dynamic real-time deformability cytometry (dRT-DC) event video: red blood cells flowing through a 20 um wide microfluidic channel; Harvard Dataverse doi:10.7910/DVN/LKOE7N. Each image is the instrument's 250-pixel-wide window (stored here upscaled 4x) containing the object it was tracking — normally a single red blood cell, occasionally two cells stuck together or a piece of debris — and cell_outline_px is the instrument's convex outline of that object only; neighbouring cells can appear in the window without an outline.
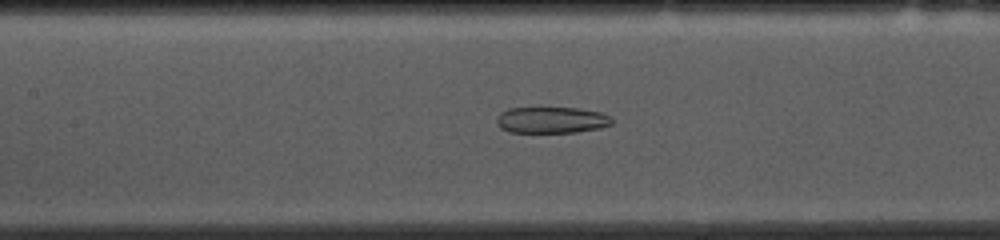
{"species": "common noctule bat (a hibernating species)", "species_latin": "Nyctalus noctula", "temperature_condition": "cold", "stored_images_in_passage": 53, "camera_frame_rate_fps": 3000, "um_per_image_px": 0.085, "animal": {"sex": "female", "body_mass_g": 10.0, "forearm_length_mm": 53.1}, "frame": {"image": 1, "passage_image": 23, "time_ms": 7.333, "image_size_px": [1000, 240], "cell_outline_px": [[612, 124], [600, 128], [576, 132], [508, 132], [500, 128], [496, 120], [500, 112], [508, 108], [580, 108], [600, 112], [612, 116]], "centroid_in_image_um": [46.89, 10.2], "position_along_channel_um": 160.5, "area_um2": 17.74}}
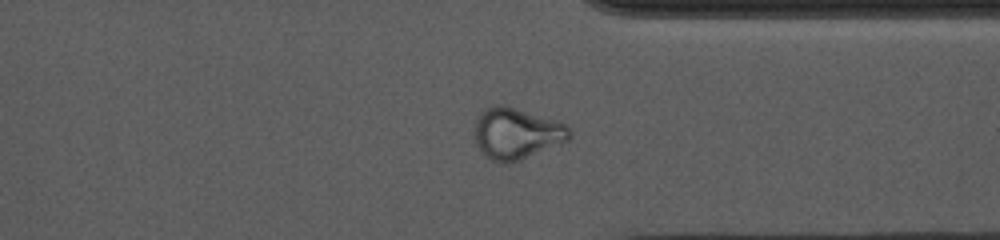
{"frame": {"image": 2, "passage_image": 40, "time_ms": 13.0, "image_size_px": [1000, 240], "cell_outline_px": [[572, 136], [568, 140], [516, 160], [504, 164], [492, 160], [476, 144], [476, 116], [480, 112], [488, 108], [508, 104], [556, 120], [564, 124], [572, 132]], "centroid_in_image_um": [43.91, 11.3], "position_along_channel_um": 367.5, "area_um2": 27.74}}
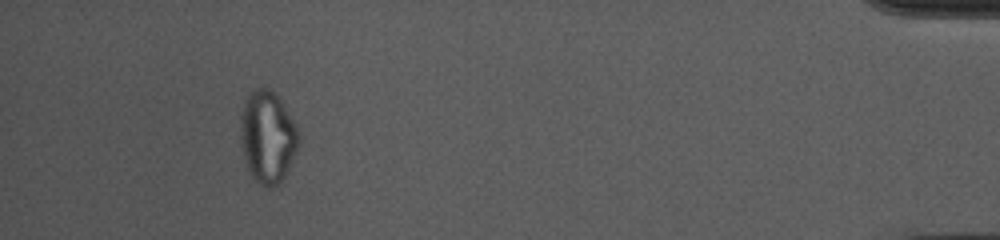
{"frame": {"image": 3, "passage_image": 49, "time_ms": 16.0, "image_size_px": [1000, 240], "cell_outline_px": [[300, 144], [284, 176], [272, 188], [264, 188], [252, 176], [244, 160], [240, 136], [240, 116], [244, 100], [256, 88], [268, 88], [276, 92], [296, 124], [300, 132]], "centroid_in_image_um": [22.75, 11.61], "position_along_channel_um": 412.5, "area_um2": 31.5}, "authors_computed_cell_mechanics": {"area_um2": 25.432, "velocity_mm_per_s": 3.7024, "shape_relaxation_time_tau1_ms": null, "shape_relaxation_time_tau2_ms": 3.55, "deformation_change_tau1": null, "deformation_change_tau2": 0.0859}}